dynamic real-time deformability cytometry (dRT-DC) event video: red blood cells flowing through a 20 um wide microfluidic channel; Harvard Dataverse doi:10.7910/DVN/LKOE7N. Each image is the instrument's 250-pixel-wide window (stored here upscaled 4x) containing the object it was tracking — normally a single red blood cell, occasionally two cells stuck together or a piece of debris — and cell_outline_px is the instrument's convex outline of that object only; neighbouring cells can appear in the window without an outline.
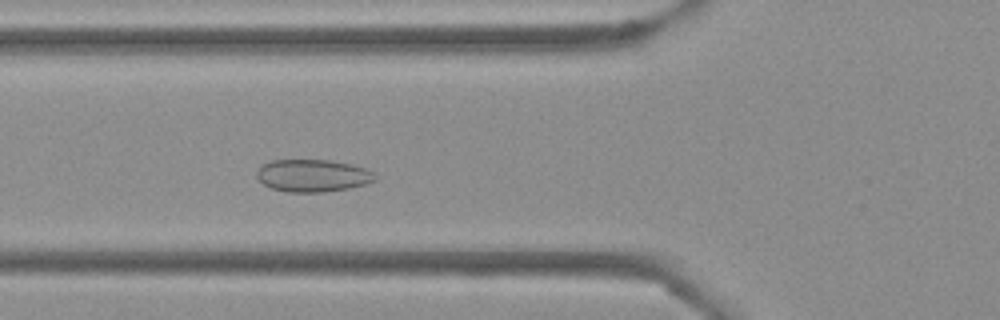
{"species": "Egyptian fruit bat (a non-hibernating species)", "species_latin": "Rousettus aegyptiacus", "temperature_condition": "cold", "stored_images_in_passage": 50, "camera_frame_rate_fps": 3000, "um_per_image_px": 0.085, "frame": {"image": 1, "passage_image": 16, "time_ms": 5.0, "image_size_px": [1000, 320], "cell_outline_px": [[376, 180], [364, 184], [348, 188], [324, 192], [288, 192], [272, 188], [264, 184], [256, 176], [256, 172], [264, 164], [272, 160], [328, 160], [352, 164], [368, 168], [376, 176]], "centroid_in_image_um": [26.6, 14.92], "position_along_channel_um": 99.2, "area_um2": 22.25}}
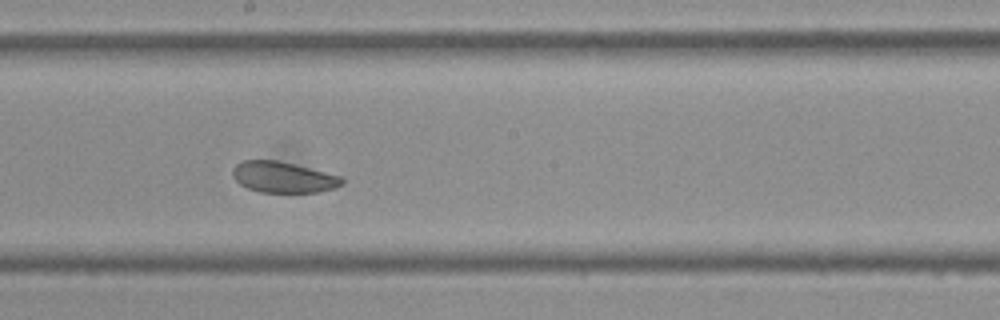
{"frame": {"image": 2, "passage_image": 26, "time_ms": 8.333, "image_size_px": [1000, 320], "cell_outline_px": [[344, 184], [336, 188], [320, 192], [260, 192], [248, 188], [240, 184], [232, 176], [232, 168], [236, 164], [244, 160], [276, 160], [340, 176], [344, 180]], "centroid_in_image_um": [24.06, 15.07], "position_along_channel_um": 224.1, "area_um2": 19.59}}
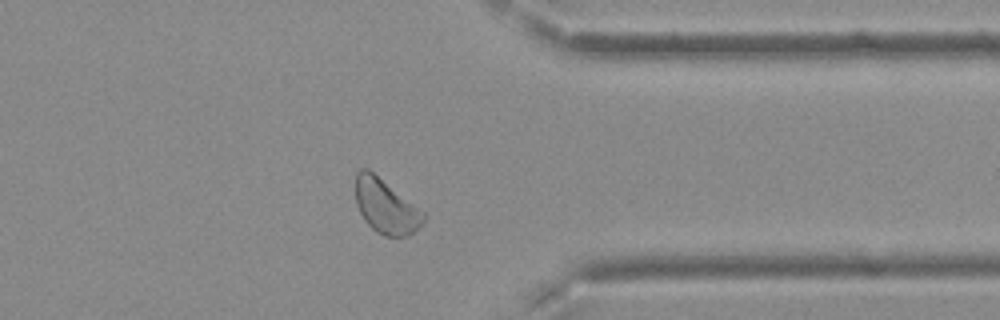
{"frame": {"image": 3, "passage_image": 39, "time_ms": 12.667, "image_size_px": [1000, 320], "cell_outline_px": [[424, 220], [420, 228], [408, 236], [384, 236], [376, 232], [364, 220], [356, 204], [356, 172], [360, 168], [368, 168], [424, 212]], "centroid_in_image_um": [32.78, 17.55], "position_along_channel_um": 378.6, "area_um2": 21.39}, "authors_computed_cell_mechanics": {"area_um2": 22.2241, "velocity_mm_per_s": 3.744, "shape_relaxation_time_tau1_ms": null, "shape_relaxation_time_tau2_ms": 1.4788, "deformation_change_tau1": null, "deformation_change_tau2": 0.0639}}